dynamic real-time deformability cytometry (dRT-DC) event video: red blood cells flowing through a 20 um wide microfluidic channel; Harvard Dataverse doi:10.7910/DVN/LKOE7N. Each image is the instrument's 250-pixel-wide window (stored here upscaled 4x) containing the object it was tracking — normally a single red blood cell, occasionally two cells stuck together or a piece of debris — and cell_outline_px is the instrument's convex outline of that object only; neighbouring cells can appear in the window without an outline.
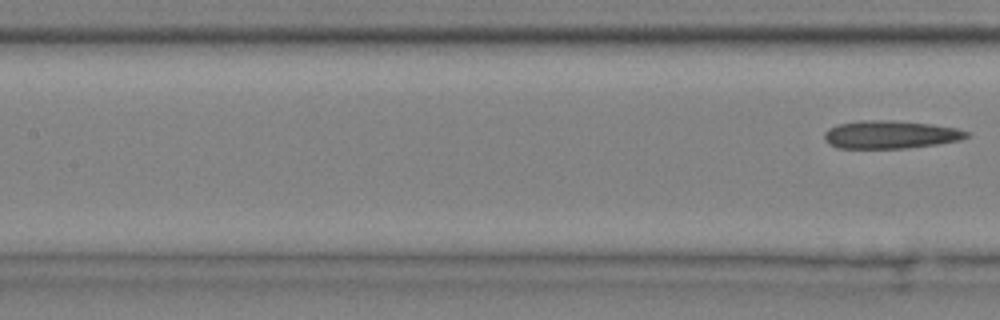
{"species": "common noctule bat (a hibernating species)", "species_latin": "Nyctalus noctula", "temperature_condition": "cold", "stored_images_in_passage": 8, "segment_of_instrument_passage": [2, 2], "camera_frame_rate_fps": 3000, "um_per_image_px": 0.085, "animal": {"sex": "male", "body_mass_g": 20.4}, "frame": {"image": 1, "passage_image": 8, "time_ms": 2.333, "image_size_px": [1000, 320], "cell_outline_px": [[968, 136], [960, 140], [936, 144], [908, 148], [836, 148], [828, 144], [824, 140], [824, 132], [828, 128], [840, 124], [860, 120], [892, 120], [932, 124], [956, 128], [968, 132]], "centroid_in_image_um": [75.64, 11.44], "position_along_channel_um": 131.8, "area_um2": 23.24}}